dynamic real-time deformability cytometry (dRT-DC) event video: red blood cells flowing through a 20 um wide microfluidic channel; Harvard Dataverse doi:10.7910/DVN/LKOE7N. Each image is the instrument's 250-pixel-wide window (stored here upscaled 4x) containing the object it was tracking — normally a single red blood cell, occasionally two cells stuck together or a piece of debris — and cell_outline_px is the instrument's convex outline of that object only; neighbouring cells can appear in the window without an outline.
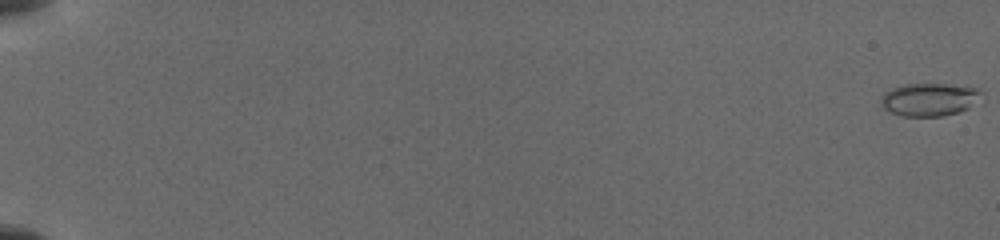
{"species": "common noctule bat (a hibernating species)", "species_latin": "Nyctalus noctula", "temperature_condition": "cold", "stored_images_in_passage": 8, "camera_frame_rate_fps": 3000, "um_per_image_px": 0.085, "animal": {"sex": "female", "body_mass_g": 19.5, "forearm_length_mm": 54.1}, "frame": {"image": 1, "passage_image": 1, "time_ms": 0.0, "image_size_px": [1000, 240], "cell_outline_px": [[980, 92], [968, 108], [944, 116], [900, 116], [884, 108], [880, 100], [884, 92], [892, 88], [904, 84], [944, 84], [976, 88]], "centroid_in_image_um": [78.89, 8.46], "position_along_channel_um": 6.1, "area_um2": 18.73}}